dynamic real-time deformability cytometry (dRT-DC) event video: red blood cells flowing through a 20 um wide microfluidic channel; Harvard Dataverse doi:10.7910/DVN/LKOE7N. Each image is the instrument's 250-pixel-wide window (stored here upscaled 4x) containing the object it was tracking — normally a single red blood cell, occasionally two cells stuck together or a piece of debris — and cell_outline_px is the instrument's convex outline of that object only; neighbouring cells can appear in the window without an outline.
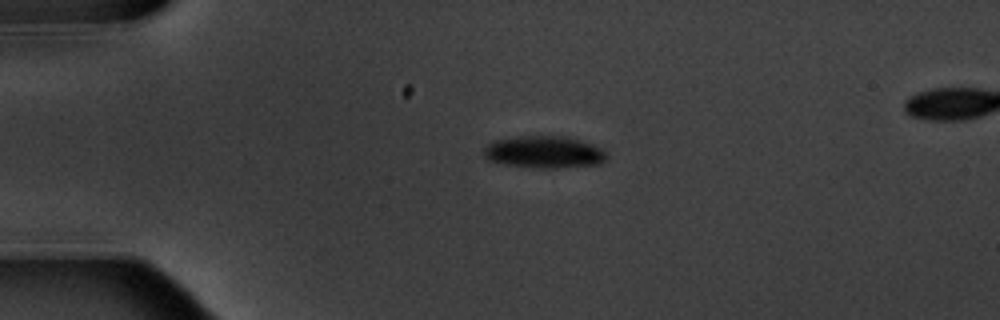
{"species": "common noctule bat (a hibernating species)", "species_latin": "Nyctalus noctula", "temperature_condition": "warm", "stored_images_in_passage": 6, "segment_of_instrument_passage": [1, 2], "camera_frame_rate_fps": 3000, "um_per_image_px": 0.085, "animal": {"sex": "male", "body_mass_g": 20.1, "forearm_length_mm": 53.5}, "frame": {"image": 1, "passage_image": 4, "time_ms": 3.333, "image_size_px": [1000, 320], "cell_outline_px": [[608, 156], [600, 164], [560, 168], [536, 168], [500, 164], [488, 160], [484, 156], [484, 148], [488, 144], [496, 140], [520, 136], [568, 136], [604, 148], [608, 152]], "centroid_in_image_um": [46.29, 12.93], "position_along_channel_um": 38.7, "area_um2": 23.35}}